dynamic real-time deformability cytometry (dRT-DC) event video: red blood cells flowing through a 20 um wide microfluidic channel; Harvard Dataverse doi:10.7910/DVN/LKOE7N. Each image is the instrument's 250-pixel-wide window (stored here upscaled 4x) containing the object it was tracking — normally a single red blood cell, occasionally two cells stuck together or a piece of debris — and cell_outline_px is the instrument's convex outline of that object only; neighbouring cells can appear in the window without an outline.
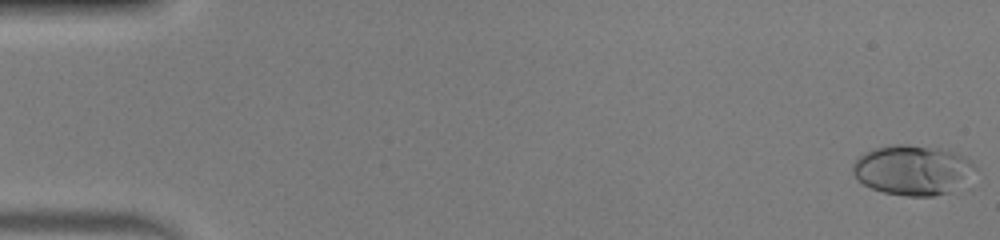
{"species": "human", "species_latin": "Homo sapiens", "temperature_condition": "warm", "stored_images_in_passage": 51, "camera_frame_rate_fps": 3000, "um_per_image_px": 0.085, "donor": {"sex": "male"}, "frame": {"image": 1, "passage_image": 1, "time_ms": 0.0, "image_size_px": [1000, 240], "cell_outline_px": [[976, 168], [972, 188], [932, 196], [908, 196], [884, 192], [872, 188], [856, 180], [852, 172], [852, 164], [864, 152], [872, 148], [892, 144], [908, 144], [940, 148], [956, 152], [972, 160]], "centroid_in_image_um": [77.71, 14.47], "position_along_channel_um": 7.3, "area_um2": 37.11}}
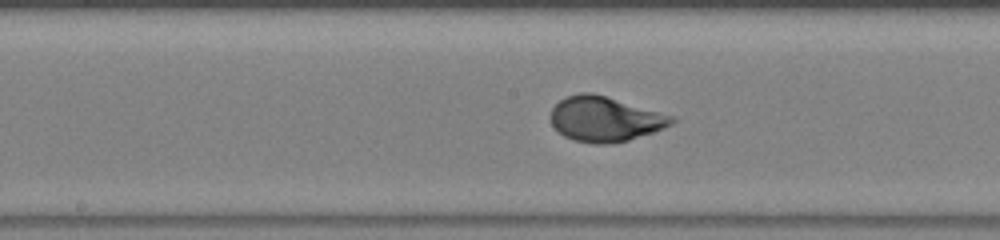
{"frame": {"image": 2, "passage_image": 27, "time_ms": 8.667, "image_size_px": [1000, 240], "cell_outline_px": [[676, 120], [672, 124], [664, 128], [628, 140], [608, 144], [592, 144], [572, 140], [564, 136], [552, 124], [552, 108], [560, 100], [568, 96], [580, 92], [592, 92], [676, 116]], "centroid_in_image_um": [51.45, 10.12], "position_along_channel_um": 196.8, "area_um2": 31.67}}
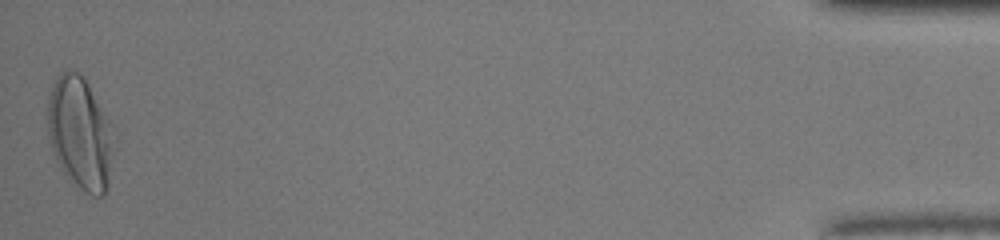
{"frame": {"image": 3, "passage_image": 51, "time_ms": 16.667, "image_size_px": [1000, 240], "cell_outline_px": [[116, 140], [108, 188], [104, 196], [92, 196], [84, 192], [60, 168], [56, 160], [48, 140], [48, 96], [52, 84], [56, 76], [60, 72], [68, 68], [80, 72], [88, 84], [116, 132]], "centroid_in_image_um": [6.84, 11.32], "position_along_channel_um": 428.4, "area_um2": 44.33}, "authors_computed_cell_mechanics": {"area_um2": 31.0964, "velocity_mm_per_s": 4.0563, "shape_relaxation_time_tau1_ms": 4.6388, "shape_relaxation_time_tau2_ms": null, "deformation_change_tau1": 0.229, "deformation_change_tau2": null}}